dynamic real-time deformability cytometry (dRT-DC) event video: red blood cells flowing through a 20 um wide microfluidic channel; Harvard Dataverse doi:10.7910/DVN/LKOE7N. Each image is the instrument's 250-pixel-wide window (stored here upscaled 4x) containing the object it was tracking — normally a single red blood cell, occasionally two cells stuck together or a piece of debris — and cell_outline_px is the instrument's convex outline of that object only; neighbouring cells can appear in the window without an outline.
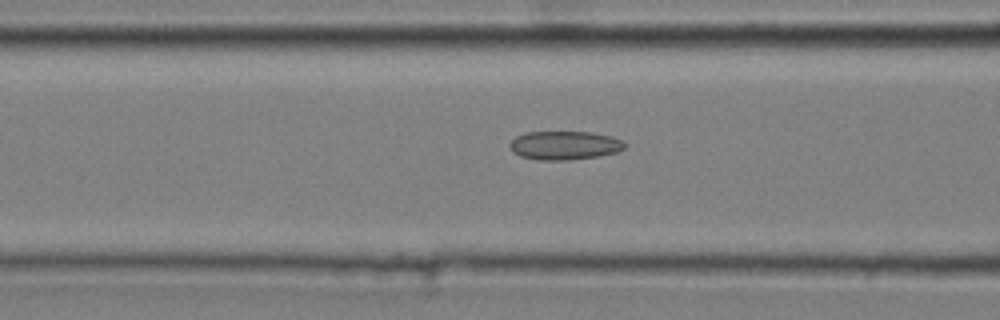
{"species": "common noctule bat (a hibernating species)", "species_latin": "Nyctalus noctula", "temperature_condition": "cold", "stored_images_in_passage": 49, "camera_frame_rate_fps": 3000, "um_per_image_px": 0.085, "animal": {"sex": "male", "body_mass_g": 20.4}, "frame": {"image": 1, "passage_image": 21, "time_ms": 6.667, "image_size_px": [1000, 320], "cell_outline_px": [[624, 148], [616, 152], [600, 156], [568, 160], [540, 160], [520, 156], [512, 152], [508, 144], [516, 136], [524, 132], [592, 132], [612, 136], [620, 140], [624, 144]], "centroid_in_image_um": [47.94, 12.35], "position_along_channel_um": 118.7, "area_um2": 19.25}}
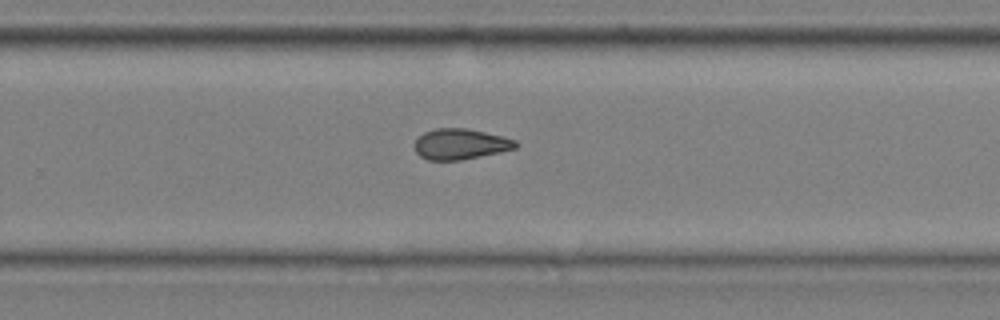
{"frame": {"image": 2, "passage_image": 35, "time_ms": 11.333, "image_size_px": [1000, 320], "cell_outline_px": [[520, 144], [516, 148], [500, 152], [460, 160], [428, 160], [420, 156], [416, 152], [412, 144], [416, 136], [424, 132], [436, 128], [464, 128], [504, 136], [516, 140]], "centroid_in_image_um": [39.1, 12.24], "position_along_channel_um": 290.7, "area_um2": 18.32}}
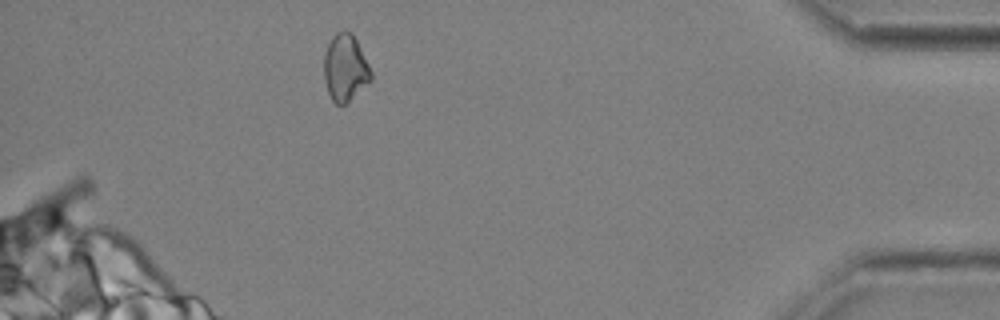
{"frame": {"image": 3, "passage_image": 48, "time_ms": 15.667, "image_size_px": [1000, 320], "cell_outline_px": [[372, 80], [344, 104], [336, 104], [332, 100], [328, 92], [324, 80], [324, 52], [332, 36], [336, 32], [352, 32], [372, 72]], "centroid_in_image_um": [29.33, 5.76], "position_along_channel_um": 405.9, "area_um2": 18.09}, "authors_computed_cell_mechanics": {"area_um2": 18.7272, "velocity_mm_per_s": 3.692, "shape_relaxation_time_tau1_ms": null, "shape_relaxation_time_tau2_ms": 2.6047, "deformation_change_tau1": null, "deformation_change_tau2": 0.0766}}